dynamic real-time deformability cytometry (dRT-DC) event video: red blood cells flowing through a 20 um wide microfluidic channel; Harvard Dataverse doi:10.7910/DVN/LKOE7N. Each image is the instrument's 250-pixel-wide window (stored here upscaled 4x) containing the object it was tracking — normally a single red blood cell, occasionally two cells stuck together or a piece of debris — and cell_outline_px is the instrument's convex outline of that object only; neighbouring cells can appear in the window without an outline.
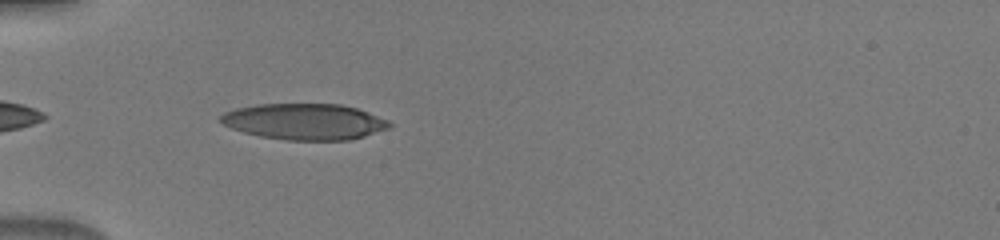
{"species": "human", "species_latin": "Homo sapiens", "temperature_condition": "warm", "stored_images_in_passage": 11, "segment_of_instrument_passage": [2, 2], "camera_frame_rate_fps": 3000, "um_per_image_px": 0.085, "donor": {"sex": "male"}, "frame": {"image": 1, "passage_image": 10, "time_ms": 3.0, "image_size_px": [1000, 240], "cell_outline_px": [[392, 124], [388, 128], [364, 136], [348, 140], [288, 140], [260, 136], [244, 132], [232, 128], [224, 124], [220, 120], [220, 116], [224, 112], [236, 108], [260, 104], [340, 104], [356, 108], [368, 112], [388, 120]], "centroid_in_image_um": [25.89, 10.33], "position_along_channel_um": 59.1, "area_um2": 35.26}}